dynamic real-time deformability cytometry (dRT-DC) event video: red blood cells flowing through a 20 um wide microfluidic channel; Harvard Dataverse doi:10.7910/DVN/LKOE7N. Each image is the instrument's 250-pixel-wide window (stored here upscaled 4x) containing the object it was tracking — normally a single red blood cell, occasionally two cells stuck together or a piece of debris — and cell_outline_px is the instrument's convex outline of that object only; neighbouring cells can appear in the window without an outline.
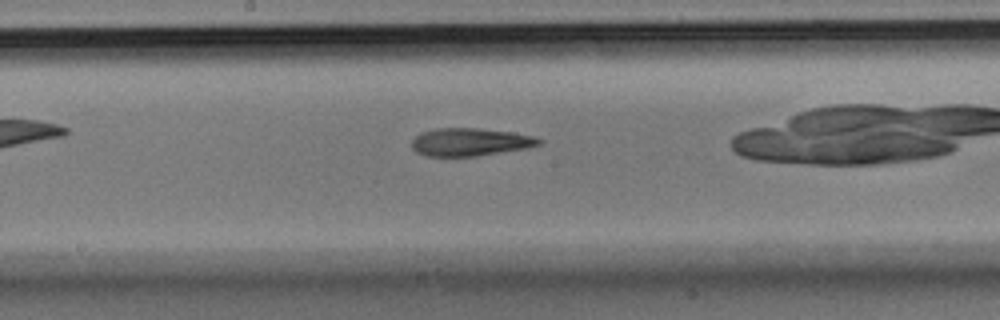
{"species": "Egyptian fruit bat (a non-hibernating species)", "species_latin": "Rousettus aegyptiacus", "temperature_condition": "room temperature", "stored_images_in_passage": 26, "camera_frame_rate_fps": 3000, "um_per_image_px": 0.085, "animal": {"sex": "male"}, "frame": {"image": 1, "passage_image": 12, "time_ms": 3.667, "image_size_px": [1000, 320], "cell_outline_px": [[544, 140], [540, 144], [528, 148], [476, 156], [424, 156], [416, 152], [412, 148], [412, 140], [420, 132], [436, 128], [476, 128], [512, 132], [532, 136]], "centroid_in_image_um": [39.94, 12.07], "position_along_channel_um": 208.3, "area_um2": 20.69}}
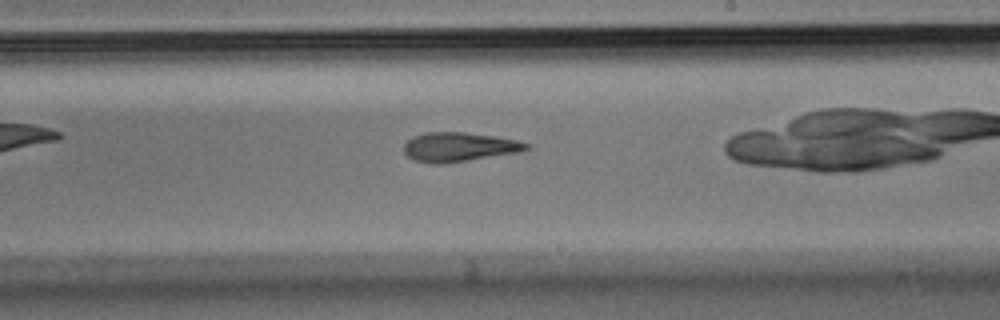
{"frame": {"image": 2, "passage_image": 15, "time_ms": 4.667, "image_size_px": [1000, 320], "cell_outline_px": [[532, 148], [520, 152], [440, 164], [432, 164], [416, 160], [408, 156], [404, 152], [404, 144], [412, 136], [424, 132], [464, 132], [496, 136], [516, 140], [532, 144]], "centroid_in_image_um": [39.05, 12.48], "position_along_channel_um": 250.0, "area_um2": 20.92}}